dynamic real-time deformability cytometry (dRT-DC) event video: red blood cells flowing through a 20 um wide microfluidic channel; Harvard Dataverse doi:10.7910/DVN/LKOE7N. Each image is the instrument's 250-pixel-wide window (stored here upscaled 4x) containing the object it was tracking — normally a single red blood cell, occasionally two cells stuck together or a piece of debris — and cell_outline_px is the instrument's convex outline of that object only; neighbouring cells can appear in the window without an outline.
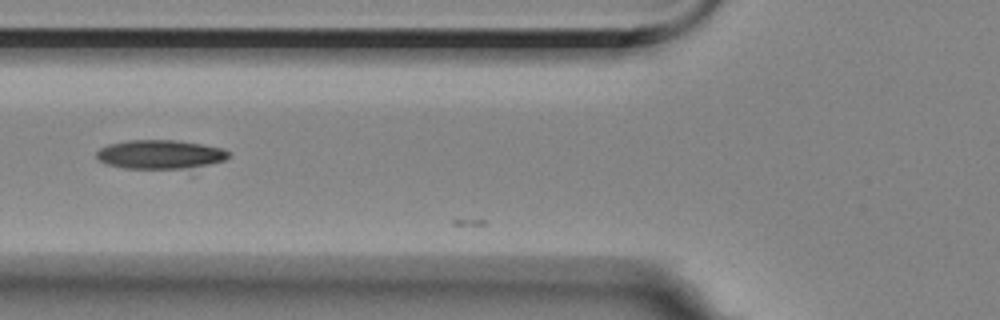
{"species": "Egyptian fruit bat (a non-hibernating species)", "species_latin": "Rousettus aegyptiacus", "temperature_condition": "room temperature", "stored_images_in_passage": 13, "camera_frame_rate_fps": 3000, "um_per_image_px": 0.085, "animal": {"sex": "female"}, "frame": {"image": 1, "passage_image": 4, "time_ms": 1.0, "image_size_px": [1000, 320], "cell_outline_px": [[228, 156], [224, 160], [208, 164], [184, 168], [124, 168], [104, 164], [96, 156], [96, 152], [100, 148], [108, 144], [128, 140], [176, 140], [224, 148], [228, 152]], "centroid_in_image_um": [13.55, 13.11], "position_along_channel_um": 112.2, "area_um2": 22.02}}
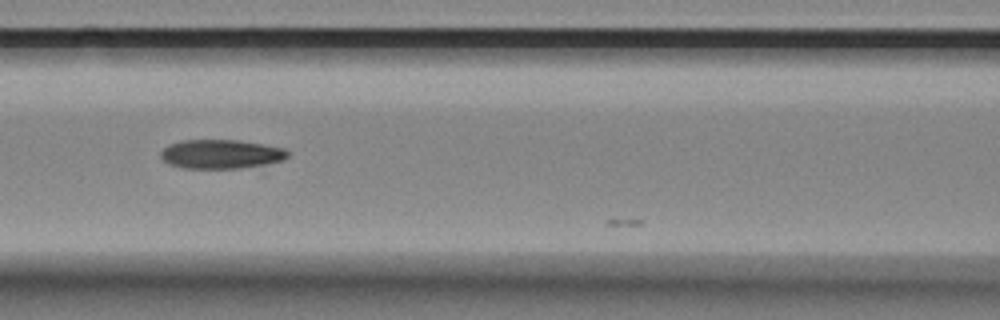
{"frame": {"image": 2, "passage_image": 7, "time_ms": 2.0, "image_size_px": [1000, 320], "cell_outline_px": [[288, 156], [284, 160], [264, 164], [240, 168], [184, 168], [168, 164], [160, 156], [160, 152], [168, 144], [180, 140], [240, 140], [264, 144], [284, 148], [288, 152]], "centroid_in_image_um": [18.76, 13.09], "position_along_channel_um": 147.8, "area_um2": 21.56}}
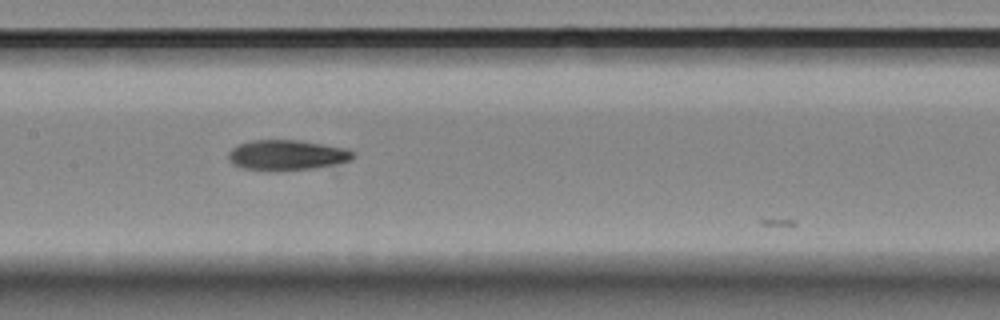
{"frame": {"image": 3, "passage_image": 10, "time_ms": 3.0, "image_size_px": [1000, 320], "cell_outline_px": [[356, 156], [348, 160], [336, 164], [312, 168], [244, 168], [232, 164], [228, 160], [228, 152], [232, 148], [240, 144], [252, 140], [300, 140], [324, 144], [344, 148], [352, 152]], "centroid_in_image_um": [24.37, 13.13], "position_along_channel_um": 183.0, "area_um2": 21.1}}